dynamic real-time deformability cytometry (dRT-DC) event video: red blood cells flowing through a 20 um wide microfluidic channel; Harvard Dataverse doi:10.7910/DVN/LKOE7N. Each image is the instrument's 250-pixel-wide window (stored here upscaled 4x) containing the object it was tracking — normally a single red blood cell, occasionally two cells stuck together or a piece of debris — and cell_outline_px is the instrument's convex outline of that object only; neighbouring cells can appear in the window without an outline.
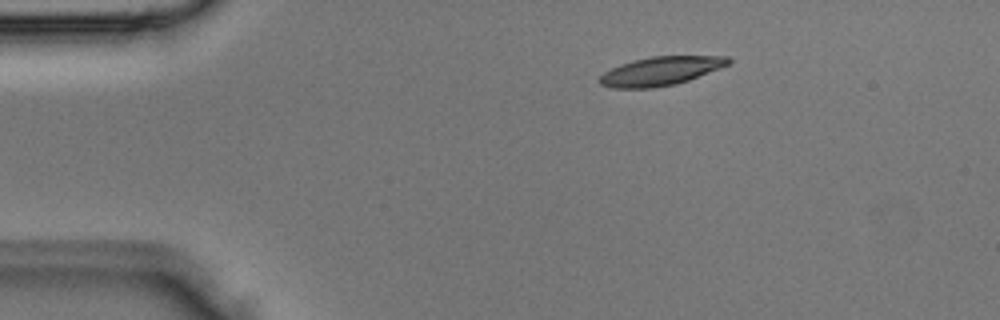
{"species": "Egyptian fruit bat (a non-hibernating species)", "species_latin": "Rousettus aegyptiacus", "temperature_condition": "room temperature", "stored_images_in_passage": 2, "camera_frame_rate_fps": 3000, "um_per_image_px": 0.085, "animal": {"sex": "male"}, "frame": {"image": 1, "passage_image": 1, "time_ms": 0.0, "image_size_px": [1000, 320], "cell_outline_px": [[732, 60], [728, 64], [720, 68], [688, 80], [676, 84], [652, 88], [612, 88], [600, 84], [596, 80], [604, 72], [620, 64], [652, 56], [728, 56]], "centroid_in_image_um": [56.13, 6.04], "position_along_channel_um": 28.9, "area_um2": 21.44}}